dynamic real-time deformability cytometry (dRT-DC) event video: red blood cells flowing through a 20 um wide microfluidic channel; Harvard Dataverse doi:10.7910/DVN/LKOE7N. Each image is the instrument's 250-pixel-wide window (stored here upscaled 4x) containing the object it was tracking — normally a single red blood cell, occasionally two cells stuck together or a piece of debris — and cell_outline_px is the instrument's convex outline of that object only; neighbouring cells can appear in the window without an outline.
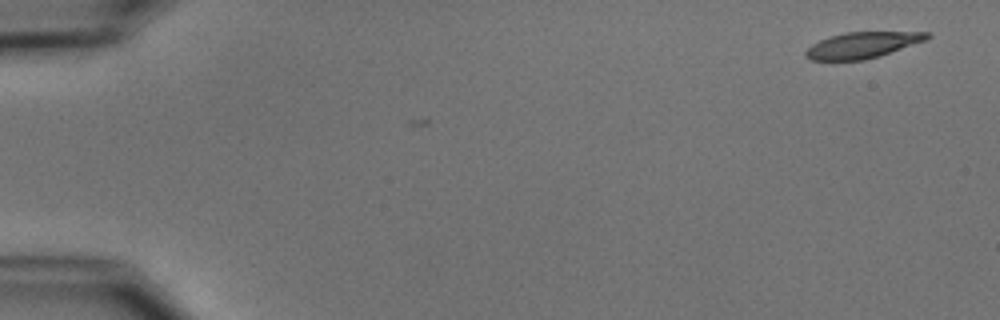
{"species": "common noctule bat (a hibernating species)", "species_latin": "Nyctalus noctula", "temperature_condition": "cold", "stored_images_in_passage": 5, "camera_frame_rate_fps": 3000, "um_per_image_px": 0.085, "animal": {"sex": "male", "body_mass_g": 15.6}, "frame": {"image": 1, "passage_image": 5, "time_ms": 1.333, "image_size_px": [1000, 320], "cell_outline_px": [[932, 36], [928, 40], [880, 56], [864, 60], [812, 60], [804, 56], [804, 52], [812, 44], [820, 40], [844, 32], [932, 32]], "centroid_in_image_um": [73.36, 3.83], "position_along_channel_um": 11.6, "area_um2": 18.55}}